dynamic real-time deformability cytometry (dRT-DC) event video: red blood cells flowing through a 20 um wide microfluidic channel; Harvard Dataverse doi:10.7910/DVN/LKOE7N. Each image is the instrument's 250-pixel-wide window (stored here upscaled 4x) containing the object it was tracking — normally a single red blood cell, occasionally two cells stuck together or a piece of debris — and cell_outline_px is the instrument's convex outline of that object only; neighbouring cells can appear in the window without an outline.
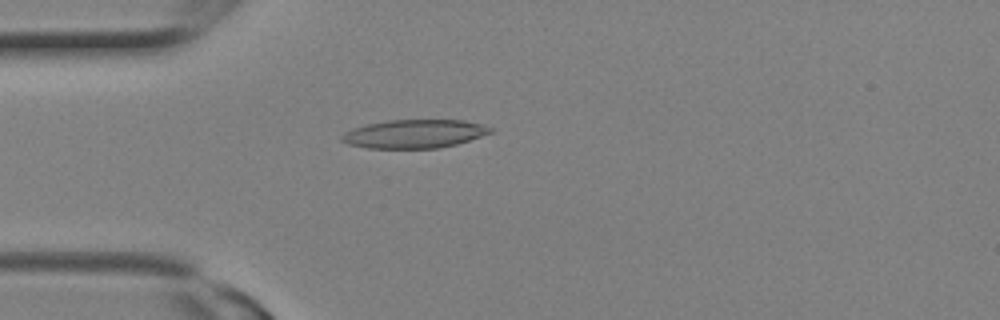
{"species": "Egyptian fruit bat (a non-hibernating species)", "species_latin": "Rousettus aegyptiacus", "temperature_condition": "room temperature", "stored_images_in_passage": 5, "camera_frame_rate_fps": 3000, "um_per_image_px": 0.085, "animal": {"sex": "female"}, "frame": {"image": 1, "passage_image": 3, "time_ms": 0.667, "image_size_px": [1000, 320], "cell_outline_px": [[492, 132], [456, 144], [440, 148], [368, 148], [348, 144], [340, 140], [340, 136], [344, 132], [352, 128], [368, 124], [388, 120], [464, 120], [480, 124], [492, 128]], "centroid_in_image_um": [35.17, 11.37], "position_along_channel_um": 49.8, "area_um2": 24.57}}
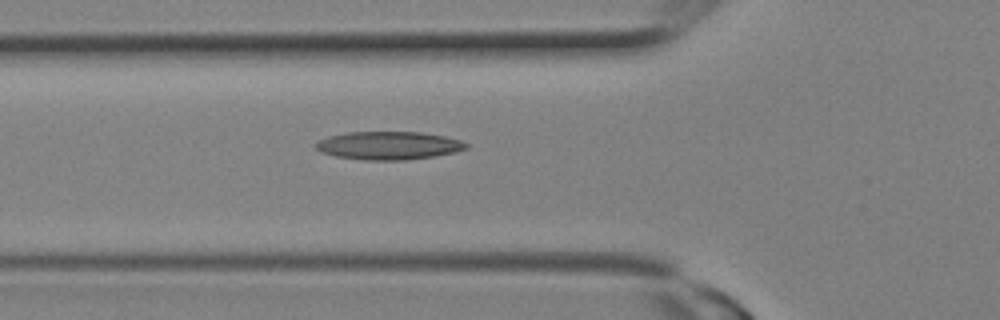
{"frame": {"image": 2, "passage_image": 5, "time_ms": 1.333, "image_size_px": [1000, 320], "cell_outline_px": [[468, 148], [456, 152], [408, 160], [364, 160], [336, 156], [320, 152], [312, 144], [328, 136], [348, 132], [420, 132], [444, 136], [460, 140], [468, 144]], "centroid_in_image_um": [33.01, 12.37], "position_along_channel_um": 92.8, "area_um2": 24.68}}